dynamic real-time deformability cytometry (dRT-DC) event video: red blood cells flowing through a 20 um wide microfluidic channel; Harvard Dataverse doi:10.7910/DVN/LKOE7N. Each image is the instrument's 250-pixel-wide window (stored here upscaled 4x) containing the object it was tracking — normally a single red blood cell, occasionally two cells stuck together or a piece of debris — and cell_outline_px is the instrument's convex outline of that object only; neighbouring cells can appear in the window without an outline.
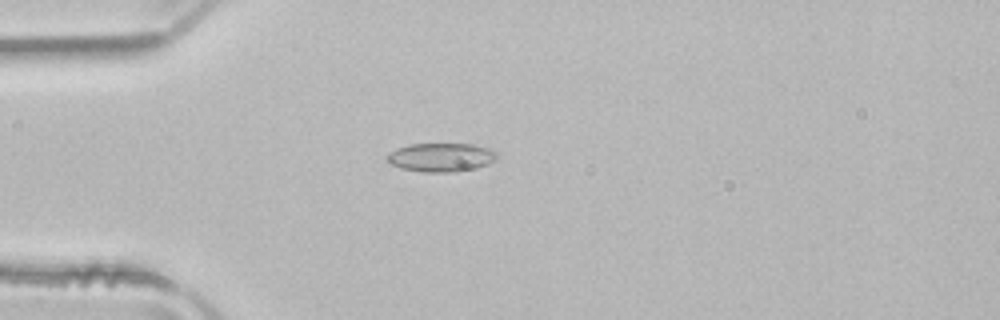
{"species": "common noctule bat (a hibernating species)", "species_latin": "Nyctalus noctula", "temperature_condition": "room temperature", "stored_images_in_passage": 39, "camera_frame_rate_fps": 3000, "um_per_image_px": 0.085, "animal": {"sex": "male", "body_mass_g": 21.5, "forearm_length_mm": 52.0}, "frame": {"image": 1, "passage_image": 2, "time_ms": 0.333, "image_size_px": [1000, 320], "cell_outline_px": [[500, 156], [476, 168], [460, 172], [424, 172], [400, 168], [392, 164], [384, 156], [388, 152], [396, 148], [408, 144], [472, 144], [496, 148], [500, 152]], "centroid_in_image_um": [37.53, 13.36], "position_along_channel_um": 47.5, "area_um2": 18.79}}
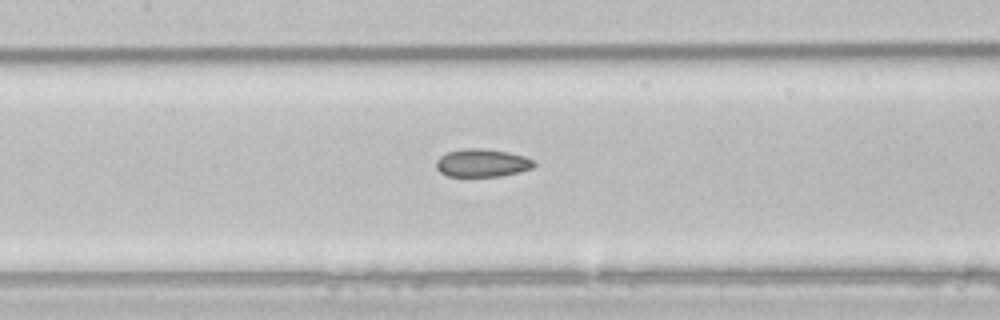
{"frame": {"image": 2, "passage_image": 12, "time_ms": 3.667, "image_size_px": [1000, 320], "cell_outline_px": [[536, 164], [532, 168], [520, 172], [500, 176], [448, 176], [440, 172], [436, 168], [436, 160], [440, 156], [448, 152], [464, 148], [484, 148], [508, 152], [524, 156], [536, 160]], "centroid_in_image_um": [41.0, 13.84], "position_along_channel_um": 166.4, "area_um2": 16.07}}
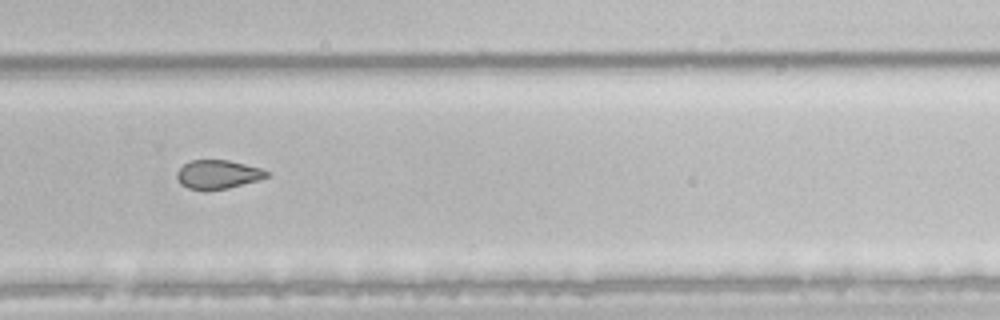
{"frame": {"image": 3, "passage_image": 23, "time_ms": 7.333, "image_size_px": [1000, 320], "cell_outline_px": [[268, 176], [260, 180], [228, 188], [188, 188], [180, 184], [176, 176], [176, 172], [184, 164], [192, 160], [228, 160], [260, 168], [268, 172]], "centroid_in_image_um": [18.52, 14.8], "position_along_channel_um": 311.3, "area_um2": 14.68}, "authors_computed_cell_mechanics": {"area_um2": 16.3574, "velocity_mm_per_s": 3.9719, "shape_relaxation_time_tau1_ms": null, "shape_relaxation_time_tau2_ms": 1.5375, "deformation_change_tau1": null, "deformation_change_tau2": 0.0581}}